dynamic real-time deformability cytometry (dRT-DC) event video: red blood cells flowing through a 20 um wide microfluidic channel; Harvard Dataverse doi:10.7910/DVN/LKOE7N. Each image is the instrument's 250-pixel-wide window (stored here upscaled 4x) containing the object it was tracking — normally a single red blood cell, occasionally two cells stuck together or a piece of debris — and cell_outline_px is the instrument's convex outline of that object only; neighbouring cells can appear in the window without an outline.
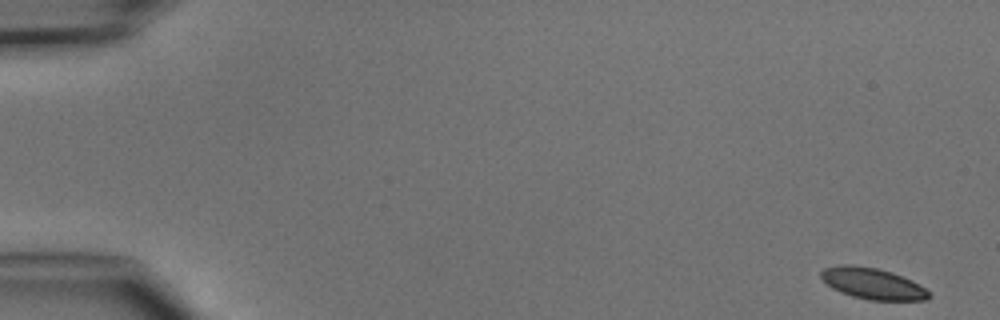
{"species": "common noctule bat (a hibernating species)", "species_latin": "Nyctalus noctula", "temperature_condition": "cold", "stored_images_in_passage": 4, "camera_frame_rate_fps": 3000, "um_per_image_px": 0.085, "animal": {"sex": "male", "body_mass_g": 15.6}, "frame": {"image": 1, "passage_image": 1, "time_ms": 0.0, "image_size_px": [1000, 320], "cell_outline_px": [[932, 296], [928, 300], [868, 300], [852, 296], [840, 292], [832, 288], [820, 276], [820, 272], [824, 268], [840, 264], [852, 264], [876, 268], [892, 272], [932, 292]], "centroid_in_image_um": [74.15, 24.1], "position_along_channel_um": 10.8, "area_um2": 19.54}}
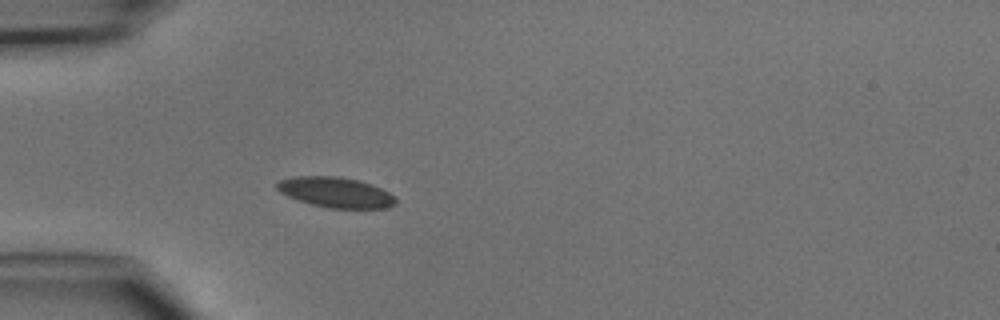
{"frame": {"image": 2, "passage_image": 4, "time_ms": 4.333, "image_size_px": [1000, 320], "cell_outline_px": [[396, 204], [388, 208], [328, 208], [312, 204], [288, 196], [280, 192], [276, 188], [276, 184], [280, 180], [296, 176], [336, 176], [356, 180], [372, 184], [396, 196]], "centroid_in_image_um": [28.56, 16.35], "position_along_channel_um": 56.4, "area_um2": 20.87}}